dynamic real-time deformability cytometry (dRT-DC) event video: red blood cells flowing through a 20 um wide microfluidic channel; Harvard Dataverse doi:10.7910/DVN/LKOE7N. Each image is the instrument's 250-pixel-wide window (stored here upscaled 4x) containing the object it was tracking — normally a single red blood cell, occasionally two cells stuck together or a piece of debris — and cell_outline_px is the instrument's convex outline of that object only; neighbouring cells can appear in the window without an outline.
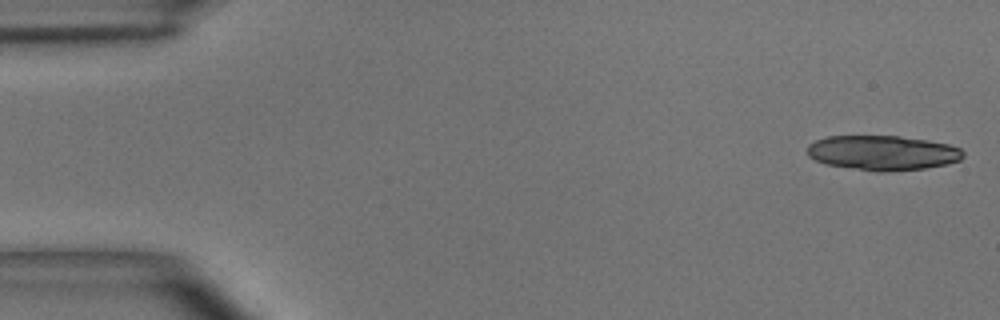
{"species": "common noctule bat (a hibernating species)", "species_latin": "Nyctalus noctula", "temperature_condition": "room temperature", "stored_images_in_passage": 22, "camera_frame_rate_fps": 3000, "um_per_image_px": 0.085, "animal": {"sex": "male", "body_mass_g": 15.6}, "frame": {"image": 1, "passage_image": 1, "time_ms": 0.0, "image_size_px": [1000, 320], "cell_outline_px": [[964, 156], [960, 160], [944, 164], [924, 168], [888, 172], [880, 172], [824, 164], [808, 156], [808, 144], [816, 140], [828, 136], [900, 136], [928, 140], [948, 144], [960, 148], [964, 152]], "centroid_in_image_um": [75.02, 12.99], "position_along_channel_um": 10.0, "area_um2": 31.56}}
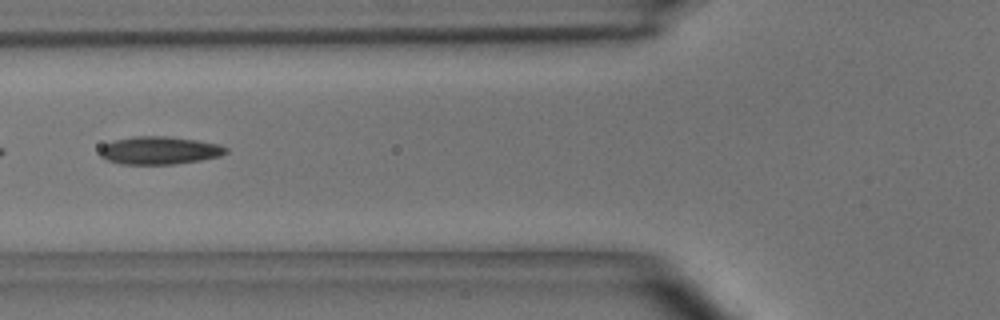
{"frame": {"image": 2, "passage_image": 20, "time_ms": 6.333, "image_size_px": [1000, 320], "cell_outline_px": [[228, 152], [220, 156], [200, 160], [172, 164], [120, 164], [108, 160], [100, 156], [100, 148], [104, 144], [112, 140], [132, 136], [164, 136], [196, 140], [220, 144], [228, 148]], "centroid_in_image_um": [13.54, 12.78], "position_along_channel_um": 112.3, "area_um2": 20.52}}